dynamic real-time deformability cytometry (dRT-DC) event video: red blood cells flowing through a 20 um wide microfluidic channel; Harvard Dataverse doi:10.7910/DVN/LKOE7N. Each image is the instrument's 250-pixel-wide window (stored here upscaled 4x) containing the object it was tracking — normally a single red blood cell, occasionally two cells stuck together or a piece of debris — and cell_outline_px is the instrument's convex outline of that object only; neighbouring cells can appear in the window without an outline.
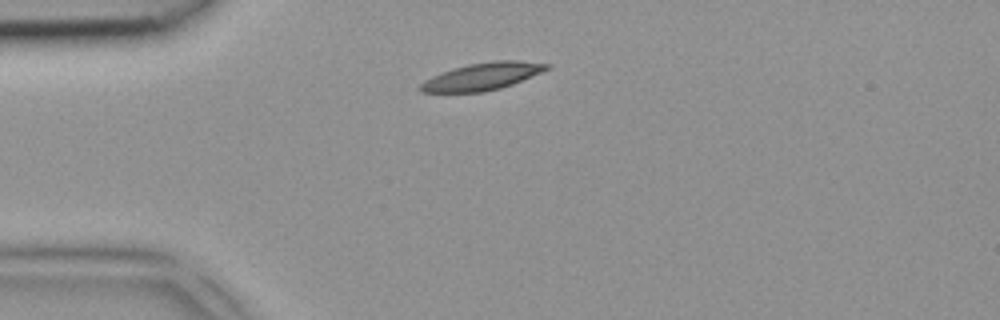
{"species": "common noctule bat (a hibernating species)", "species_latin": "Nyctalus noctula", "temperature_condition": "room temperature", "stored_images_in_passage": 2, "camera_frame_rate_fps": 3000, "um_per_image_px": 0.085, "animal": {"sex": "female", "body_mass_g": 18.4}, "frame": {"image": 1, "passage_image": 1, "time_ms": 0.0, "image_size_px": [1000, 320], "cell_outline_px": [[552, 64], [548, 68], [540, 72], [512, 84], [500, 88], [484, 92], [420, 92], [416, 88], [424, 80], [432, 76], [468, 64], [496, 60], [516, 60]], "centroid_in_image_um": [40.96, 6.5], "position_along_channel_um": 44.0, "area_um2": 19.83}}